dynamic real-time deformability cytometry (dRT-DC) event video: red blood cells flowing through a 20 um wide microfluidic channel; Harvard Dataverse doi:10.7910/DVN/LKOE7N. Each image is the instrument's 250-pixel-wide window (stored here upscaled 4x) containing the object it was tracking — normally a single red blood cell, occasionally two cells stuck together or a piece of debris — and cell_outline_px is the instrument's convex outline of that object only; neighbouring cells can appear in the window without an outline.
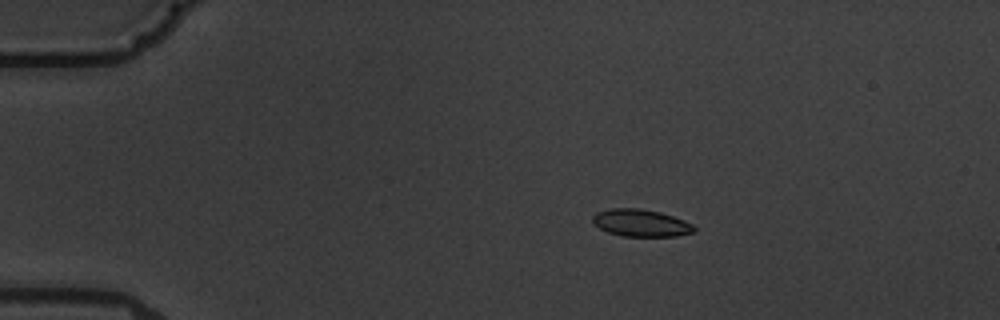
{"species": "common noctule bat (a hibernating species)", "species_latin": "Nyctalus noctula", "temperature_condition": "warm", "stored_images_in_passage": 4, "camera_frame_rate_fps": 3000, "um_per_image_px": 0.085, "animal": {"sex": "male", "body_mass_g": 19.5, "forearm_length_mm": 54.6}, "frame": {"image": 1, "passage_image": 2, "time_ms": 1.333, "image_size_px": [1000, 320], "cell_outline_px": [[696, 232], [676, 236], [624, 236], [608, 232], [592, 224], [592, 216], [596, 212], [612, 208], [640, 208], [660, 212], [684, 220], [692, 224], [696, 228]], "centroid_in_image_um": [54.47, 18.95], "position_along_channel_um": 30.5, "area_um2": 16.18}}